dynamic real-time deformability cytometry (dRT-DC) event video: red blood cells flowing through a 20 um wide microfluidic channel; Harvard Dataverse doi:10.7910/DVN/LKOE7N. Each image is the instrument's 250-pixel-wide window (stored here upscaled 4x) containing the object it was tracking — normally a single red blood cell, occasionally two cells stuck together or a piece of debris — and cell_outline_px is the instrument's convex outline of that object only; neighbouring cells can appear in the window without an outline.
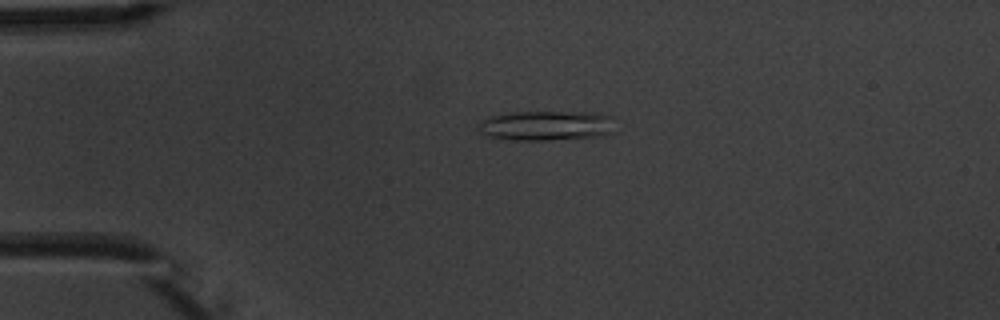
{"species": "common noctule bat (a hibernating species)", "species_latin": "Nyctalus noctula", "temperature_condition": "warm", "stored_images_in_passage": 4, "camera_frame_rate_fps": 3000, "um_per_image_px": 0.085, "animal": {"sex": "male", "body_mass_g": 20.1, "forearm_length_mm": 53.5}, "frame": {"image": 1, "passage_image": 3, "time_ms": 2.333, "image_size_px": [1000, 320], "cell_outline_px": [[616, 132], [604, 136], [548, 140], [512, 140], [492, 136], [480, 132], [484, 120], [492, 116], [512, 112], [592, 112], [612, 116]], "centroid_in_image_um": [46.6, 10.68], "position_along_channel_um": 38.4, "area_um2": 23.7}}